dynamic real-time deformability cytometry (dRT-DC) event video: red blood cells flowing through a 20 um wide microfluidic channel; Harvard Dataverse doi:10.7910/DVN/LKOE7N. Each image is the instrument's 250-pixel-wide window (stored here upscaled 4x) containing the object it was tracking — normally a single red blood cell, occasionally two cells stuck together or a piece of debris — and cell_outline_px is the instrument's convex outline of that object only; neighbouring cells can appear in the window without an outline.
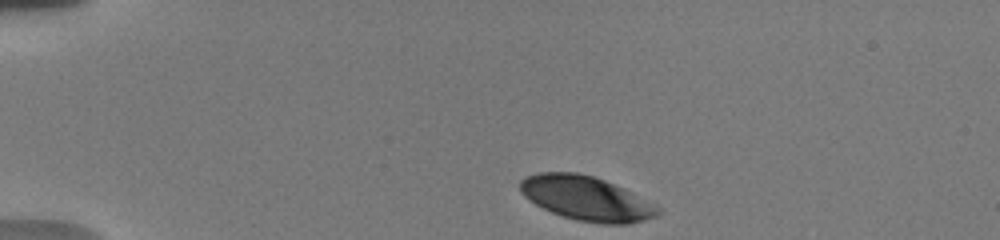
{"species": "human", "species_latin": "Homo sapiens", "temperature_condition": "warm", "stored_images_in_passage": 24, "camera_frame_rate_fps": 3000, "um_per_image_px": 0.085, "donor": {"sex": "male"}, "frame": {"image": 1, "passage_image": 1, "time_ms": 0.0, "image_size_px": [1000, 240], "cell_outline_px": [[660, 212], [656, 216], [644, 220], [628, 224], [600, 224], [576, 220], [552, 212], [536, 204], [524, 196], [520, 192], [520, 180], [524, 176], [536, 172], [576, 172], [592, 176], [604, 180], [624, 188], [660, 208]], "centroid_in_image_um": [49.81, 16.85], "position_along_channel_um": 35.2, "area_um2": 35.43}}
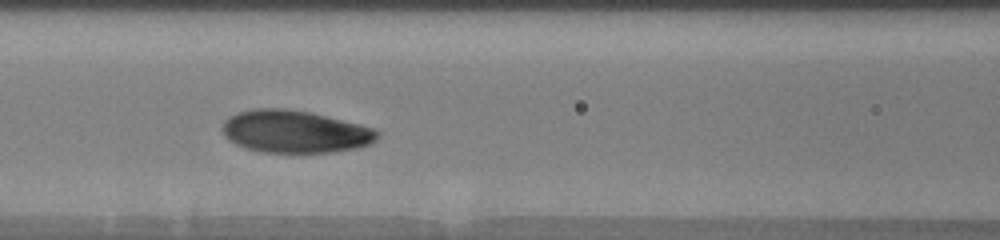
{"frame": {"image": 2, "passage_image": 14, "time_ms": 4.667, "image_size_px": [1000, 240], "cell_outline_px": [[380, 136], [372, 144], [356, 148], [332, 152], [260, 152], [244, 148], [236, 144], [224, 136], [220, 128], [224, 120], [228, 116], [252, 108], [284, 108], [312, 112], [360, 124], [372, 128], [380, 132]], "centroid_in_image_um": [25.05, 11.18], "position_along_channel_um": 141.5, "area_um2": 38.78}}
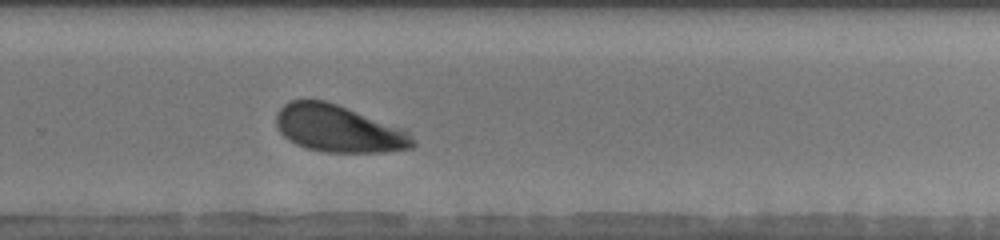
{"frame": {"image": 3, "passage_image": 24, "time_ms": 9.0, "image_size_px": [1000, 240], "cell_outline_px": [[416, 144], [412, 148], [384, 152], [324, 152], [304, 148], [288, 140], [280, 132], [276, 124], [276, 112], [284, 104], [292, 100], [324, 100], [408, 128], [416, 140]], "centroid_in_image_um": [28.85, 10.94], "position_along_channel_um": 301.0, "area_um2": 38.15}}